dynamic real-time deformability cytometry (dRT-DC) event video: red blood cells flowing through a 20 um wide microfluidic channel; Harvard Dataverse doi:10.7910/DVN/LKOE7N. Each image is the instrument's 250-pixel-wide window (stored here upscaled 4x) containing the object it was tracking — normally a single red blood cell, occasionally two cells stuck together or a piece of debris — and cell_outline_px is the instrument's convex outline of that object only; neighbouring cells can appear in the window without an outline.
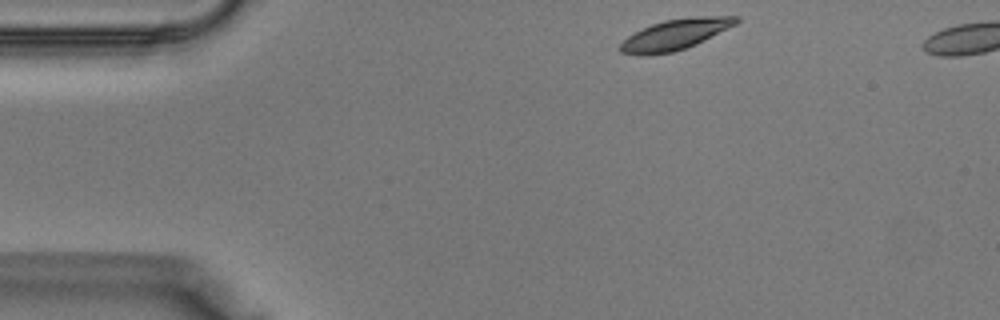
{"species": "Egyptian fruit bat (a non-hibernating species)", "species_latin": "Rousettus aegyptiacus", "temperature_condition": "warm", "stored_images_in_passage": 32, "camera_frame_rate_fps": 3000, "um_per_image_px": 0.085, "animal": {"sex": "male"}, "frame": {"image": 1, "passage_image": 1, "time_ms": 0.0, "image_size_px": [1000, 320], "cell_outline_px": [[740, 20], [736, 24], [696, 44], [672, 52], [648, 56], [640, 56], [620, 52], [620, 44], [628, 36], [652, 24], [664, 20], [696, 16], [740, 16]], "centroid_in_image_um": [57.39, 2.94], "position_along_channel_um": 27.6, "area_um2": 20.52}}
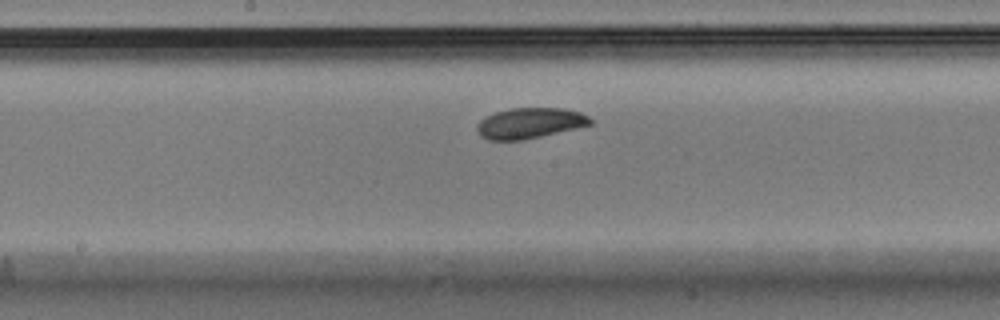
{"frame": {"image": 2, "passage_image": 15, "time_ms": 4.667, "image_size_px": [1000, 320], "cell_outline_px": [[592, 124], [524, 140], [488, 140], [480, 136], [476, 128], [476, 124], [484, 116], [508, 108], [560, 108], [580, 112], [588, 116], [592, 120]], "centroid_in_image_um": [44.98, 10.46], "position_along_channel_um": 203.2, "area_um2": 20.23}}
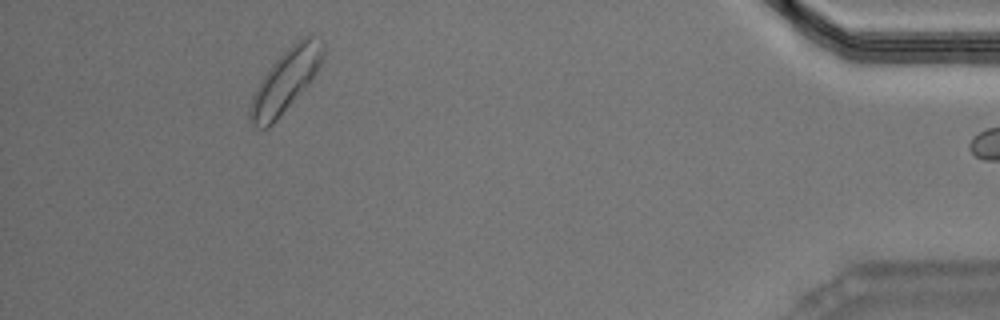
{"frame": {"image": 3, "passage_image": 31, "time_ms": 10.0, "image_size_px": [1000, 320], "cell_outline_px": [[324, 56], [316, 72], [308, 84], [276, 120], [268, 128], [256, 128], [248, 120], [248, 108], [252, 96], [260, 80], [272, 64], [292, 44], [304, 36], [320, 36], [324, 48]], "centroid_in_image_um": [24.24, 6.87], "position_along_channel_um": 411.0, "area_um2": 26.3}}